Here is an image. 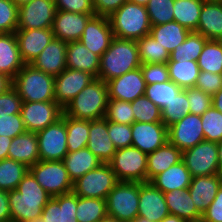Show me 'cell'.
I'll return each mask as SVG.
<instances>
[{
	"label": "cell",
	"mask_w": 222,
	"mask_h": 222,
	"mask_svg": "<svg viewBox=\"0 0 222 222\" xmlns=\"http://www.w3.org/2000/svg\"><path fill=\"white\" fill-rule=\"evenodd\" d=\"M114 34L112 32L109 18L94 15L86 23L80 42L99 57L108 49Z\"/></svg>",
	"instance_id": "cell-16"
},
{
	"label": "cell",
	"mask_w": 222,
	"mask_h": 222,
	"mask_svg": "<svg viewBox=\"0 0 222 222\" xmlns=\"http://www.w3.org/2000/svg\"><path fill=\"white\" fill-rule=\"evenodd\" d=\"M203 3H221L222 0H201Z\"/></svg>",
	"instance_id": "cell-68"
},
{
	"label": "cell",
	"mask_w": 222,
	"mask_h": 222,
	"mask_svg": "<svg viewBox=\"0 0 222 222\" xmlns=\"http://www.w3.org/2000/svg\"><path fill=\"white\" fill-rule=\"evenodd\" d=\"M174 2L175 0H149L146 9L151 26L174 21Z\"/></svg>",
	"instance_id": "cell-46"
},
{
	"label": "cell",
	"mask_w": 222,
	"mask_h": 222,
	"mask_svg": "<svg viewBox=\"0 0 222 222\" xmlns=\"http://www.w3.org/2000/svg\"><path fill=\"white\" fill-rule=\"evenodd\" d=\"M106 216V200L77 196L76 219L78 222H99Z\"/></svg>",
	"instance_id": "cell-38"
},
{
	"label": "cell",
	"mask_w": 222,
	"mask_h": 222,
	"mask_svg": "<svg viewBox=\"0 0 222 222\" xmlns=\"http://www.w3.org/2000/svg\"><path fill=\"white\" fill-rule=\"evenodd\" d=\"M195 87L213 96L222 89V74L200 71Z\"/></svg>",
	"instance_id": "cell-55"
},
{
	"label": "cell",
	"mask_w": 222,
	"mask_h": 222,
	"mask_svg": "<svg viewBox=\"0 0 222 222\" xmlns=\"http://www.w3.org/2000/svg\"><path fill=\"white\" fill-rule=\"evenodd\" d=\"M182 160V152L169 141L147 155V182Z\"/></svg>",
	"instance_id": "cell-32"
},
{
	"label": "cell",
	"mask_w": 222,
	"mask_h": 222,
	"mask_svg": "<svg viewBox=\"0 0 222 222\" xmlns=\"http://www.w3.org/2000/svg\"><path fill=\"white\" fill-rule=\"evenodd\" d=\"M68 152L78 151L87 147L90 120L75 119L65 115Z\"/></svg>",
	"instance_id": "cell-37"
},
{
	"label": "cell",
	"mask_w": 222,
	"mask_h": 222,
	"mask_svg": "<svg viewBox=\"0 0 222 222\" xmlns=\"http://www.w3.org/2000/svg\"><path fill=\"white\" fill-rule=\"evenodd\" d=\"M190 114L203 115L212 106V96L196 87L187 88Z\"/></svg>",
	"instance_id": "cell-51"
},
{
	"label": "cell",
	"mask_w": 222,
	"mask_h": 222,
	"mask_svg": "<svg viewBox=\"0 0 222 222\" xmlns=\"http://www.w3.org/2000/svg\"><path fill=\"white\" fill-rule=\"evenodd\" d=\"M139 60L141 64L167 63L170 52L161 46L151 35L137 40Z\"/></svg>",
	"instance_id": "cell-41"
},
{
	"label": "cell",
	"mask_w": 222,
	"mask_h": 222,
	"mask_svg": "<svg viewBox=\"0 0 222 222\" xmlns=\"http://www.w3.org/2000/svg\"><path fill=\"white\" fill-rule=\"evenodd\" d=\"M109 99H117L132 102L143 96L146 89V81L143 78L141 68L128 71L120 77L106 82Z\"/></svg>",
	"instance_id": "cell-17"
},
{
	"label": "cell",
	"mask_w": 222,
	"mask_h": 222,
	"mask_svg": "<svg viewBox=\"0 0 222 222\" xmlns=\"http://www.w3.org/2000/svg\"><path fill=\"white\" fill-rule=\"evenodd\" d=\"M222 185V175H206L194 177L188 187V191L196 209L203 214L213 202L219 188Z\"/></svg>",
	"instance_id": "cell-23"
},
{
	"label": "cell",
	"mask_w": 222,
	"mask_h": 222,
	"mask_svg": "<svg viewBox=\"0 0 222 222\" xmlns=\"http://www.w3.org/2000/svg\"><path fill=\"white\" fill-rule=\"evenodd\" d=\"M204 138L206 141L216 142L222 140V113L211 106L201 115Z\"/></svg>",
	"instance_id": "cell-47"
},
{
	"label": "cell",
	"mask_w": 222,
	"mask_h": 222,
	"mask_svg": "<svg viewBox=\"0 0 222 222\" xmlns=\"http://www.w3.org/2000/svg\"><path fill=\"white\" fill-rule=\"evenodd\" d=\"M108 101L107 83L100 78H95L69 102L63 109V113L75 119H102L105 118Z\"/></svg>",
	"instance_id": "cell-3"
},
{
	"label": "cell",
	"mask_w": 222,
	"mask_h": 222,
	"mask_svg": "<svg viewBox=\"0 0 222 222\" xmlns=\"http://www.w3.org/2000/svg\"><path fill=\"white\" fill-rule=\"evenodd\" d=\"M94 79L87 72L66 68L55 76V102L64 109Z\"/></svg>",
	"instance_id": "cell-15"
},
{
	"label": "cell",
	"mask_w": 222,
	"mask_h": 222,
	"mask_svg": "<svg viewBox=\"0 0 222 222\" xmlns=\"http://www.w3.org/2000/svg\"><path fill=\"white\" fill-rule=\"evenodd\" d=\"M19 7L13 0H0V33H15Z\"/></svg>",
	"instance_id": "cell-49"
},
{
	"label": "cell",
	"mask_w": 222,
	"mask_h": 222,
	"mask_svg": "<svg viewBox=\"0 0 222 222\" xmlns=\"http://www.w3.org/2000/svg\"><path fill=\"white\" fill-rule=\"evenodd\" d=\"M66 66L69 69L87 72L97 78L100 57L89 51L80 41L67 42Z\"/></svg>",
	"instance_id": "cell-26"
},
{
	"label": "cell",
	"mask_w": 222,
	"mask_h": 222,
	"mask_svg": "<svg viewBox=\"0 0 222 222\" xmlns=\"http://www.w3.org/2000/svg\"><path fill=\"white\" fill-rule=\"evenodd\" d=\"M56 10L95 14L93 0H55Z\"/></svg>",
	"instance_id": "cell-56"
},
{
	"label": "cell",
	"mask_w": 222,
	"mask_h": 222,
	"mask_svg": "<svg viewBox=\"0 0 222 222\" xmlns=\"http://www.w3.org/2000/svg\"><path fill=\"white\" fill-rule=\"evenodd\" d=\"M134 112V122L162 123V111L145 95L131 102Z\"/></svg>",
	"instance_id": "cell-44"
},
{
	"label": "cell",
	"mask_w": 222,
	"mask_h": 222,
	"mask_svg": "<svg viewBox=\"0 0 222 222\" xmlns=\"http://www.w3.org/2000/svg\"><path fill=\"white\" fill-rule=\"evenodd\" d=\"M108 18L114 37L137 41L150 34L151 24L144 5L127 1Z\"/></svg>",
	"instance_id": "cell-4"
},
{
	"label": "cell",
	"mask_w": 222,
	"mask_h": 222,
	"mask_svg": "<svg viewBox=\"0 0 222 222\" xmlns=\"http://www.w3.org/2000/svg\"><path fill=\"white\" fill-rule=\"evenodd\" d=\"M108 134L116 149L132 146V127L108 121Z\"/></svg>",
	"instance_id": "cell-50"
},
{
	"label": "cell",
	"mask_w": 222,
	"mask_h": 222,
	"mask_svg": "<svg viewBox=\"0 0 222 222\" xmlns=\"http://www.w3.org/2000/svg\"><path fill=\"white\" fill-rule=\"evenodd\" d=\"M207 40L197 32H190L185 41L170 53L168 61H197Z\"/></svg>",
	"instance_id": "cell-39"
},
{
	"label": "cell",
	"mask_w": 222,
	"mask_h": 222,
	"mask_svg": "<svg viewBox=\"0 0 222 222\" xmlns=\"http://www.w3.org/2000/svg\"><path fill=\"white\" fill-rule=\"evenodd\" d=\"M77 195L73 192L51 197L43 208L45 222H78L76 219Z\"/></svg>",
	"instance_id": "cell-25"
},
{
	"label": "cell",
	"mask_w": 222,
	"mask_h": 222,
	"mask_svg": "<svg viewBox=\"0 0 222 222\" xmlns=\"http://www.w3.org/2000/svg\"><path fill=\"white\" fill-rule=\"evenodd\" d=\"M94 15L56 10L52 25L54 38L65 42L79 41L86 23Z\"/></svg>",
	"instance_id": "cell-20"
},
{
	"label": "cell",
	"mask_w": 222,
	"mask_h": 222,
	"mask_svg": "<svg viewBox=\"0 0 222 222\" xmlns=\"http://www.w3.org/2000/svg\"><path fill=\"white\" fill-rule=\"evenodd\" d=\"M105 118L107 121L132 125L134 123V112L131 102L109 99Z\"/></svg>",
	"instance_id": "cell-48"
},
{
	"label": "cell",
	"mask_w": 222,
	"mask_h": 222,
	"mask_svg": "<svg viewBox=\"0 0 222 222\" xmlns=\"http://www.w3.org/2000/svg\"><path fill=\"white\" fill-rule=\"evenodd\" d=\"M29 171L51 197L72 192L73 182L63 161L39 160Z\"/></svg>",
	"instance_id": "cell-8"
},
{
	"label": "cell",
	"mask_w": 222,
	"mask_h": 222,
	"mask_svg": "<svg viewBox=\"0 0 222 222\" xmlns=\"http://www.w3.org/2000/svg\"><path fill=\"white\" fill-rule=\"evenodd\" d=\"M87 148L103 163H108L114 156L117 149L109 137L106 118L90 120Z\"/></svg>",
	"instance_id": "cell-24"
},
{
	"label": "cell",
	"mask_w": 222,
	"mask_h": 222,
	"mask_svg": "<svg viewBox=\"0 0 222 222\" xmlns=\"http://www.w3.org/2000/svg\"><path fill=\"white\" fill-rule=\"evenodd\" d=\"M170 215L187 222H200L202 214L196 209L188 189L163 193Z\"/></svg>",
	"instance_id": "cell-30"
},
{
	"label": "cell",
	"mask_w": 222,
	"mask_h": 222,
	"mask_svg": "<svg viewBox=\"0 0 222 222\" xmlns=\"http://www.w3.org/2000/svg\"><path fill=\"white\" fill-rule=\"evenodd\" d=\"M0 222H12L10 205L8 202V191L0 190Z\"/></svg>",
	"instance_id": "cell-59"
},
{
	"label": "cell",
	"mask_w": 222,
	"mask_h": 222,
	"mask_svg": "<svg viewBox=\"0 0 222 222\" xmlns=\"http://www.w3.org/2000/svg\"><path fill=\"white\" fill-rule=\"evenodd\" d=\"M8 158L23 163L28 168L36 164L40 160L36 132L26 131L14 137L9 146Z\"/></svg>",
	"instance_id": "cell-27"
},
{
	"label": "cell",
	"mask_w": 222,
	"mask_h": 222,
	"mask_svg": "<svg viewBox=\"0 0 222 222\" xmlns=\"http://www.w3.org/2000/svg\"><path fill=\"white\" fill-rule=\"evenodd\" d=\"M28 222H45L41 217L36 218L34 220L28 221Z\"/></svg>",
	"instance_id": "cell-70"
},
{
	"label": "cell",
	"mask_w": 222,
	"mask_h": 222,
	"mask_svg": "<svg viewBox=\"0 0 222 222\" xmlns=\"http://www.w3.org/2000/svg\"><path fill=\"white\" fill-rule=\"evenodd\" d=\"M123 222H137V220H129V221H123Z\"/></svg>",
	"instance_id": "cell-71"
},
{
	"label": "cell",
	"mask_w": 222,
	"mask_h": 222,
	"mask_svg": "<svg viewBox=\"0 0 222 222\" xmlns=\"http://www.w3.org/2000/svg\"><path fill=\"white\" fill-rule=\"evenodd\" d=\"M99 222H122V221L118 220L117 218L110 217V216L107 215L106 217H104Z\"/></svg>",
	"instance_id": "cell-65"
},
{
	"label": "cell",
	"mask_w": 222,
	"mask_h": 222,
	"mask_svg": "<svg viewBox=\"0 0 222 222\" xmlns=\"http://www.w3.org/2000/svg\"><path fill=\"white\" fill-rule=\"evenodd\" d=\"M55 77L42 72L31 64H25L15 78L12 86L23 102L55 101Z\"/></svg>",
	"instance_id": "cell-5"
},
{
	"label": "cell",
	"mask_w": 222,
	"mask_h": 222,
	"mask_svg": "<svg viewBox=\"0 0 222 222\" xmlns=\"http://www.w3.org/2000/svg\"><path fill=\"white\" fill-rule=\"evenodd\" d=\"M116 174L108 163H102L73 182L72 192L79 197L106 200L109 192L118 183Z\"/></svg>",
	"instance_id": "cell-9"
},
{
	"label": "cell",
	"mask_w": 222,
	"mask_h": 222,
	"mask_svg": "<svg viewBox=\"0 0 222 222\" xmlns=\"http://www.w3.org/2000/svg\"><path fill=\"white\" fill-rule=\"evenodd\" d=\"M203 2L201 0H175L173 5L174 21L196 32Z\"/></svg>",
	"instance_id": "cell-36"
},
{
	"label": "cell",
	"mask_w": 222,
	"mask_h": 222,
	"mask_svg": "<svg viewBox=\"0 0 222 222\" xmlns=\"http://www.w3.org/2000/svg\"><path fill=\"white\" fill-rule=\"evenodd\" d=\"M12 140L6 136H0V161L8 158V150Z\"/></svg>",
	"instance_id": "cell-60"
},
{
	"label": "cell",
	"mask_w": 222,
	"mask_h": 222,
	"mask_svg": "<svg viewBox=\"0 0 222 222\" xmlns=\"http://www.w3.org/2000/svg\"><path fill=\"white\" fill-rule=\"evenodd\" d=\"M190 31L179 23L173 21L161 25H153L150 34L168 52H172L179 44H182Z\"/></svg>",
	"instance_id": "cell-34"
},
{
	"label": "cell",
	"mask_w": 222,
	"mask_h": 222,
	"mask_svg": "<svg viewBox=\"0 0 222 222\" xmlns=\"http://www.w3.org/2000/svg\"><path fill=\"white\" fill-rule=\"evenodd\" d=\"M201 222H222V185L213 202L202 214Z\"/></svg>",
	"instance_id": "cell-57"
},
{
	"label": "cell",
	"mask_w": 222,
	"mask_h": 222,
	"mask_svg": "<svg viewBox=\"0 0 222 222\" xmlns=\"http://www.w3.org/2000/svg\"><path fill=\"white\" fill-rule=\"evenodd\" d=\"M131 127L132 146L147 155L168 141V128L163 123L134 122Z\"/></svg>",
	"instance_id": "cell-19"
},
{
	"label": "cell",
	"mask_w": 222,
	"mask_h": 222,
	"mask_svg": "<svg viewBox=\"0 0 222 222\" xmlns=\"http://www.w3.org/2000/svg\"><path fill=\"white\" fill-rule=\"evenodd\" d=\"M212 106L222 113V89L212 96Z\"/></svg>",
	"instance_id": "cell-61"
},
{
	"label": "cell",
	"mask_w": 222,
	"mask_h": 222,
	"mask_svg": "<svg viewBox=\"0 0 222 222\" xmlns=\"http://www.w3.org/2000/svg\"><path fill=\"white\" fill-rule=\"evenodd\" d=\"M192 176L183 160L154 176L149 182L163 193L188 189Z\"/></svg>",
	"instance_id": "cell-29"
},
{
	"label": "cell",
	"mask_w": 222,
	"mask_h": 222,
	"mask_svg": "<svg viewBox=\"0 0 222 222\" xmlns=\"http://www.w3.org/2000/svg\"><path fill=\"white\" fill-rule=\"evenodd\" d=\"M182 90L177 84L169 80L162 83L146 85L144 95L162 111Z\"/></svg>",
	"instance_id": "cell-43"
},
{
	"label": "cell",
	"mask_w": 222,
	"mask_h": 222,
	"mask_svg": "<svg viewBox=\"0 0 222 222\" xmlns=\"http://www.w3.org/2000/svg\"><path fill=\"white\" fill-rule=\"evenodd\" d=\"M29 171V168L12 159L0 161V190L12 191L17 189L18 184Z\"/></svg>",
	"instance_id": "cell-40"
},
{
	"label": "cell",
	"mask_w": 222,
	"mask_h": 222,
	"mask_svg": "<svg viewBox=\"0 0 222 222\" xmlns=\"http://www.w3.org/2000/svg\"><path fill=\"white\" fill-rule=\"evenodd\" d=\"M161 222H187V221L175 215H168Z\"/></svg>",
	"instance_id": "cell-64"
},
{
	"label": "cell",
	"mask_w": 222,
	"mask_h": 222,
	"mask_svg": "<svg viewBox=\"0 0 222 222\" xmlns=\"http://www.w3.org/2000/svg\"><path fill=\"white\" fill-rule=\"evenodd\" d=\"M141 67L138 45L135 40L114 37L100 57L98 77L104 82Z\"/></svg>",
	"instance_id": "cell-2"
},
{
	"label": "cell",
	"mask_w": 222,
	"mask_h": 222,
	"mask_svg": "<svg viewBox=\"0 0 222 222\" xmlns=\"http://www.w3.org/2000/svg\"><path fill=\"white\" fill-rule=\"evenodd\" d=\"M197 63L200 71L222 74V40H207Z\"/></svg>",
	"instance_id": "cell-42"
},
{
	"label": "cell",
	"mask_w": 222,
	"mask_h": 222,
	"mask_svg": "<svg viewBox=\"0 0 222 222\" xmlns=\"http://www.w3.org/2000/svg\"><path fill=\"white\" fill-rule=\"evenodd\" d=\"M129 0H93L95 15L109 17Z\"/></svg>",
	"instance_id": "cell-58"
},
{
	"label": "cell",
	"mask_w": 222,
	"mask_h": 222,
	"mask_svg": "<svg viewBox=\"0 0 222 222\" xmlns=\"http://www.w3.org/2000/svg\"><path fill=\"white\" fill-rule=\"evenodd\" d=\"M55 0H31L19 6L17 30L52 28Z\"/></svg>",
	"instance_id": "cell-12"
},
{
	"label": "cell",
	"mask_w": 222,
	"mask_h": 222,
	"mask_svg": "<svg viewBox=\"0 0 222 222\" xmlns=\"http://www.w3.org/2000/svg\"><path fill=\"white\" fill-rule=\"evenodd\" d=\"M22 98L17 90L11 86L0 94V116L21 114Z\"/></svg>",
	"instance_id": "cell-52"
},
{
	"label": "cell",
	"mask_w": 222,
	"mask_h": 222,
	"mask_svg": "<svg viewBox=\"0 0 222 222\" xmlns=\"http://www.w3.org/2000/svg\"><path fill=\"white\" fill-rule=\"evenodd\" d=\"M196 32L208 40H222V3H203Z\"/></svg>",
	"instance_id": "cell-31"
},
{
	"label": "cell",
	"mask_w": 222,
	"mask_h": 222,
	"mask_svg": "<svg viewBox=\"0 0 222 222\" xmlns=\"http://www.w3.org/2000/svg\"><path fill=\"white\" fill-rule=\"evenodd\" d=\"M132 3L146 6L149 0H129Z\"/></svg>",
	"instance_id": "cell-66"
},
{
	"label": "cell",
	"mask_w": 222,
	"mask_h": 222,
	"mask_svg": "<svg viewBox=\"0 0 222 222\" xmlns=\"http://www.w3.org/2000/svg\"><path fill=\"white\" fill-rule=\"evenodd\" d=\"M51 196L28 171L17 189L8 191L12 222H28L41 217L43 208Z\"/></svg>",
	"instance_id": "cell-1"
},
{
	"label": "cell",
	"mask_w": 222,
	"mask_h": 222,
	"mask_svg": "<svg viewBox=\"0 0 222 222\" xmlns=\"http://www.w3.org/2000/svg\"><path fill=\"white\" fill-rule=\"evenodd\" d=\"M63 109L55 101L22 102L21 116L27 131L38 132L61 118Z\"/></svg>",
	"instance_id": "cell-14"
},
{
	"label": "cell",
	"mask_w": 222,
	"mask_h": 222,
	"mask_svg": "<svg viewBox=\"0 0 222 222\" xmlns=\"http://www.w3.org/2000/svg\"><path fill=\"white\" fill-rule=\"evenodd\" d=\"M39 158L43 161H62L68 153L65 114L55 123L36 132Z\"/></svg>",
	"instance_id": "cell-10"
},
{
	"label": "cell",
	"mask_w": 222,
	"mask_h": 222,
	"mask_svg": "<svg viewBox=\"0 0 222 222\" xmlns=\"http://www.w3.org/2000/svg\"><path fill=\"white\" fill-rule=\"evenodd\" d=\"M187 114H190V105L187 99V89H184L162 110V123L168 128Z\"/></svg>",
	"instance_id": "cell-45"
},
{
	"label": "cell",
	"mask_w": 222,
	"mask_h": 222,
	"mask_svg": "<svg viewBox=\"0 0 222 222\" xmlns=\"http://www.w3.org/2000/svg\"><path fill=\"white\" fill-rule=\"evenodd\" d=\"M204 140L200 115L187 114L168 127V141L181 152L193 148Z\"/></svg>",
	"instance_id": "cell-13"
},
{
	"label": "cell",
	"mask_w": 222,
	"mask_h": 222,
	"mask_svg": "<svg viewBox=\"0 0 222 222\" xmlns=\"http://www.w3.org/2000/svg\"><path fill=\"white\" fill-rule=\"evenodd\" d=\"M13 1L19 7V6H21V5L25 4V3L30 2L31 0H13Z\"/></svg>",
	"instance_id": "cell-67"
},
{
	"label": "cell",
	"mask_w": 222,
	"mask_h": 222,
	"mask_svg": "<svg viewBox=\"0 0 222 222\" xmlns=\"http://www.w3.org/2000/svg\"><path fill=\"white\" fill-rule=\"evenodd\" d=\"M169 78L180 88L195 87L200 68L197 61H168Z\"/></svg>",
	"instance_id": "cell-35"
},
{
	"label": "cell",
	"mask_w": 222,
	"mask_h": 222,
	"mask_svg": "<svg viewBox=\"0 0 222 222\" xmlns=\"http://www.w3.org/2000/svg\"><path fill=\"white\" fill-rule=\"evenodd\" d=\"M62 161L72 182H75L87 172L98 168L103 163L87 147L68 152Z\"/></svg>",
	"instance_id": "cell-33"
},
{
	"label": "cell",
	"mask_w": 222,
	"mask_h": 222,
	"mask_svg": "<svg viewBox=\"0 0 222 222\" xmlns=\"http://www.w3.org/2000/svg\"><path fill=\"white\" fill-rule=\"evenodd\" d=\"M15 36L25 64H31L54 38L52 28L16 30Z\"/></svg>",
	"instance_id": "cell-21"
},
{
	"label": "cell",
	"mask_w": 222,
	"mask_h": 222,
	"mask_svg": "<svg viewBox=\"0 0 222 222\" xmlns=\"http://www.w3.org/2000/svg\"><path fill=\"white\" fill-rule=\"evenodd\" d=\"M66 51L67 42L53 38L31 65L55 77L67 68Z\"/></svg>",
	"instance_id": "cell-22"
},
{
	"label": "cell",
	"mask_w": 222,
	"mask_h": 222,
	"mask_svg": "<svg viewBox=\"0 0 222 222\" xmlns=\"http://www.w3.org/2000/svg\"><path fill=\"white\" fill-rule=\"evenodd\" d=\"M136 220L137 222H149L146 218L143 217H137Z\"/></svg>",
	"instance_id": "cell-69"
},
{
	"label": "cell",
	"mask_w": 222,
	"mask_h": 222,
	"mask_svg": "<svg viewBox=\"0 0 222 222\" xmlns=\"http://www.w3.org/2000/svg\"><path fill=\"white\" fill-rule=\"evenodd\" d=\"M24 65L15 33H0V73L13 80Z\"/></svg>",
	"instance_id": "cell-28"
},
{
	"label": "cell",
	"mask_w": 222,
	"mask_h": 222,
	"mask_svg": "<svg viewBox=\"0 0 222 222\" xmlns=\"http://www.w3.org/2000/svg\"><path fill=\"white\" fill-rule=\"evenodd\" d=\"M170 215L164 194L150 182H139V207L137 217L149 222H161Z\"/></svg>",
	"instance_id": "cell-18"
},
{
	"label": "cell",
	"mask_w": 222,
	"mask_h": 222,
	"mask_svg": "<svg viewBox=\"0 0 222 222\" xmlns=\"http://www.w3.org/2000/svg\"><path fill=\"white\" fill-rule=\"evenodd\" d=\"M217 149H218L219 170L222 175V140L217 143Z\"/></svg>",
	"instance_id": "cell-63"
},
{
	"label": "cell",
	"mask_w": 222,
	"mask_h": 222,
	"mask_svg": "<svg viewBox=\"0 0 222 222\" xmlns=\"http://www.w3.org/2000/svg\"><path fill=\"white\" fill-rule=\"evenodd\" d=\"M12 86V80L6 75L0 73V94L4 93Z\"/></svg>",
	"instance_id": "cell-62"
},
{
	"label": "cell",
	"mask_w": 222,
	"mask_h": 222,
	"mask_svg": "<svg viewBox=\"0 0 222 222\" xmlns=\"http://www.w3.org/2000/svg\"><path fill=\"white\" fill-rule=\"evenodd\" d=\"M141 71L146 85L169 81V70L167 63L141 64Z\"/></svg>",
	"instance_id": "cell-53"
},
{
	"label": "cell",
	"mask_w": 222,
	"mask_h": 222,
	"mask_svg": "<svg viewBox=\"0 0 222 222\" xmlns=\"http://www.w3.org/2000/svg\"><path fill=\"white\" fill-rule=\"evenodd\" d=\"M108 164L118 181L147 182V154L136 147L117 149Z\"/></svg>",
	"instance_id": "cell-7"
},
{
	"label": "cell",
	"mask_w": 222,
	"mask_h": 222,
	"mask_svg": "<svg viewBox=\"0 0 222 222\" xmlns=\"http://www.w3.org/2000/svg\"><path fill=\"white\" fill-rule=\"evenodd\" d=\"M182 160L192 178L198 176L221 174L218 164L217 143L202 141L193 148L182 152Z\"/></svg>",
	"instance_id": "cell-11"
},
{
	"label": "cell",
	"mask_w": 222,
	"mask_h": 222,
	"mask_svg": "<svg viewBox=\"0 0 222 222\" xmlns=\"http://www.w3.org/2000/svg\"><path fill=\"white\" fill-rule=\"evenodd\" d=\"M107 215L120 221L135 220L139 207V182L119 181L106 198Z\"/></svg>",
	"instance_id": "cell-6"
},
{
	"label": "cell",
	"mask_w": 222,
	"mask_h": 222,
	"mask_svg": "<svg viewBox=\"0 0 222 222\" xmlns=\"http://www.w3.org/2000/svg\"><path fill=\"white\" fill-rule=\"evenodd\" d=\"M26 131L21 114L0 116V136H6L13 139Z\"/></svg>",
	"instance_id": "cell-54"
}]
</instances>
